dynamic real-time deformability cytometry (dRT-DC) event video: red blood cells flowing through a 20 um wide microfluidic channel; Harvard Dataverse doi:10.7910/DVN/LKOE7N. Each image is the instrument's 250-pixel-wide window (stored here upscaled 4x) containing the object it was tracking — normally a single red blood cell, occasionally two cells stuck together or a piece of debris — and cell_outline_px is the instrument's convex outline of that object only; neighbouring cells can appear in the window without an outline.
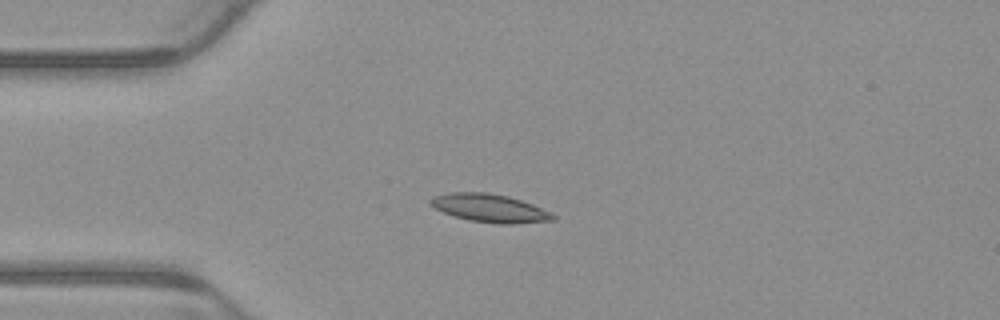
{"species": "common noctule bat (a hibernating species)", "species_latin": "Nyctalus noctula", "temperature_condition": "warm", "stored_images_in_passage": 6, "camera_frame_rate_fps": 3000, "um_per_image_px": 0.085, "animal": {"sex": "male", "body_mass_g": 23.1, "forearm_length_mm": 52.7}, "frame": {"image": 1, "passage_image": 3, "time_ms": 0.667, "image_size_px": [1000, 320], "cell_outline_px": [[556, 220], [512, 224], [500, 224], [468, 220], [452, 216], [436, 208], [428, 200], [432, 196], [448, 192], [488, 192], [508, 196], [532, 204], [552, 212], [556, 216]], "centroid_in_image_um": [41.64, 17.69], "position_along_channel_um": 43.4, "area_um2": 20.23}}
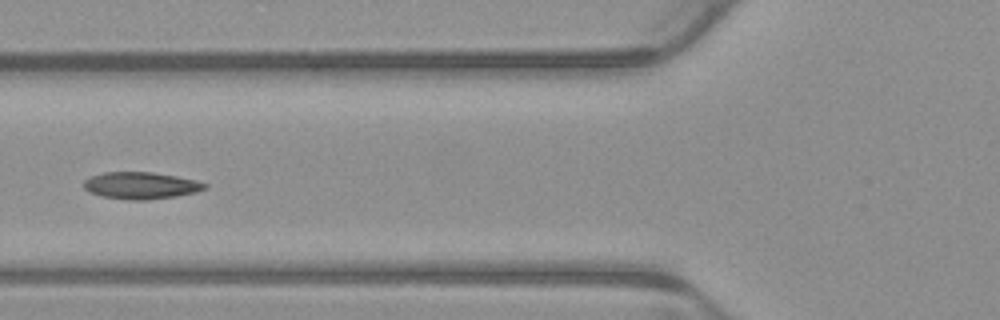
{"frame": {"image": 2, "passage_image": 5, "time_ms": 1.333, "image_size_px": [1000, 320], "cell_outline_px": [[208, 188], [196, 192], [176, 196], [148, 200], [132, 200], [100, 196], [88, 192], [84, 188], [84, 180], [92, 176], [104, 172], [152, 172], [176, 176], [196, 180], [208, 184]], "centroid_in_image_um": [11.99, 15.77], "position_along_channel_um": 113.8, "area_um2": 19.07}}
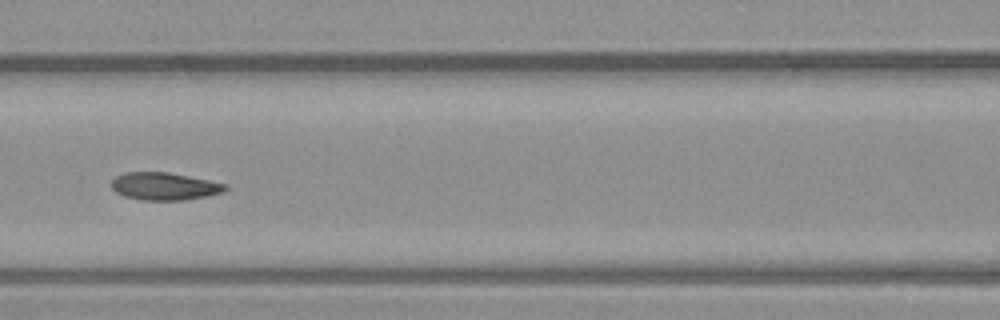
{"frame": {"image": 3, "passage_image": 6, "time_ms": 1.667, "image_size_px": [1000, 320], "cell_outline_px": [[228, 188], [224, 192], [208, 196], [184, 200], [140, 200], [124, 196], [116, 192], [112, 188], [112, 180], [116, 176], [124, 172], [168, 172], [228, 184]], "centroid_in_image_um": [13.99, 15.84], "position_along_channel_um": 152.6, "area_um2": 18.38}}